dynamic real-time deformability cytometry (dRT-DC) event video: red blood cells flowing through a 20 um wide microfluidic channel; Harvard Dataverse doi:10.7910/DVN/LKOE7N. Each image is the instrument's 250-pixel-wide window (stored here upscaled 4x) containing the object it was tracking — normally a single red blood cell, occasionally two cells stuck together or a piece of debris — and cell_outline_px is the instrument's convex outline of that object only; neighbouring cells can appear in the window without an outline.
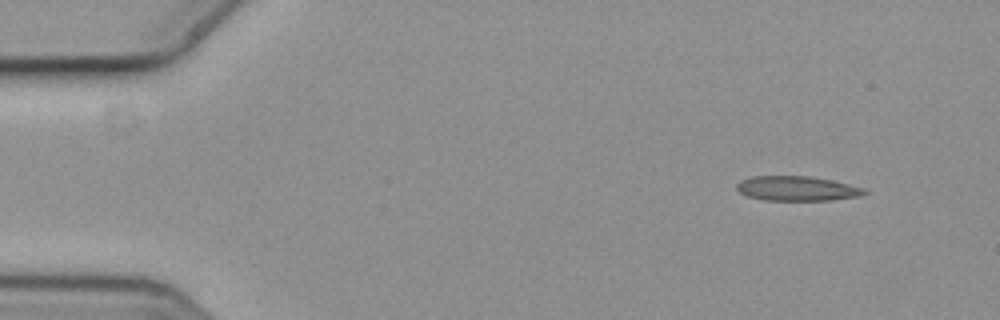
{"species": "common noctule bat (a hibernating species)", "species_latin": "Nyctalus noctula", "temperature_condition": "cold", "stored_images_in_passage": 6, "camera_frame_rate_fps": 3000, "um_per_image_px": 0.085, "animal": {"sex": "female", "body_mass_g": 19.3, "forearm_length_mm": 54.1}, "frame": {"image": 1, "passage_image": 2, "time_ms": 0.333, "image_size_px": [1000, 320], "cell_outline_px": [[868, 192], [860, 196], [832, 200], [764, 200], [748, 196], [740, 192], [736, 188], [736, 184], [740, 180], [752, 176], [808, 176], [832, 180], [868, 188]], "centroid_in_image_um": [67.78, 16.02], "position_along_channel_um": 17.2, "area_um2": 18.5}}
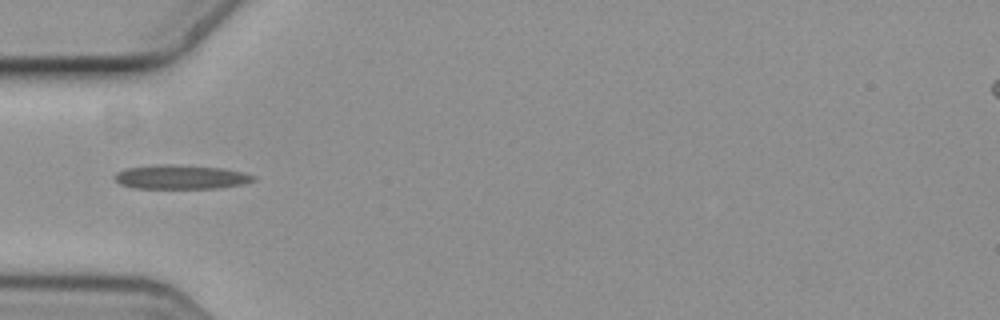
{"frame": {"image": 2, "passage_image": 5, "time_ms": 1.333, "image_size_px": [1000, 320], "cell_outline_px": [[256, 180], [244, 184], [216, 188], [132, 188], [120, 184], [116, 180], [116, 172], [128, 168], [164, 164], [168, 164], [220, 168], [244, 172], [256, 176]], "centroid_in_image_um": [15.41, 15.05], "position_along_channel_um": 69.6, "area_um2": 19.31}}
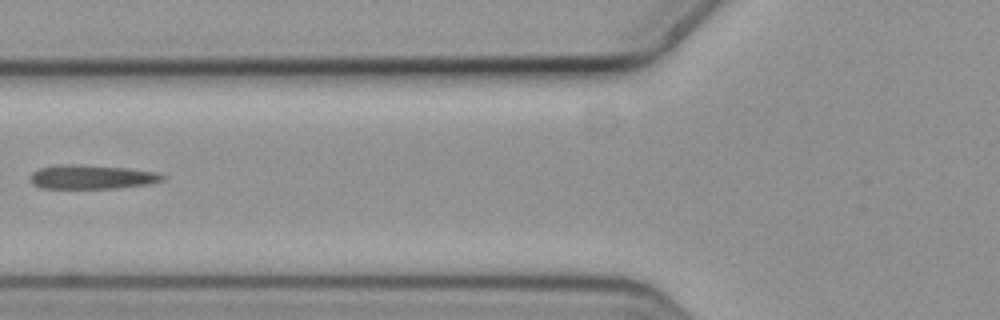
{"frame": {"image": 3, "passage_image": 6, "time_ms": 1.667, "image_size_px": [1000, 320], "cell_outline_px": [[164, 180], [148, 184], [116, 188], [40, 188], [32, 184], [28, 176], [32, 172], [40, 168], [60, 164], [76, 164], [124, 168], [156, 172], [164, 176]], "centroid_in_image_um": [7.73, 15.04], "position_along_channel_um": 118.1, "area_um2": 18.5}}